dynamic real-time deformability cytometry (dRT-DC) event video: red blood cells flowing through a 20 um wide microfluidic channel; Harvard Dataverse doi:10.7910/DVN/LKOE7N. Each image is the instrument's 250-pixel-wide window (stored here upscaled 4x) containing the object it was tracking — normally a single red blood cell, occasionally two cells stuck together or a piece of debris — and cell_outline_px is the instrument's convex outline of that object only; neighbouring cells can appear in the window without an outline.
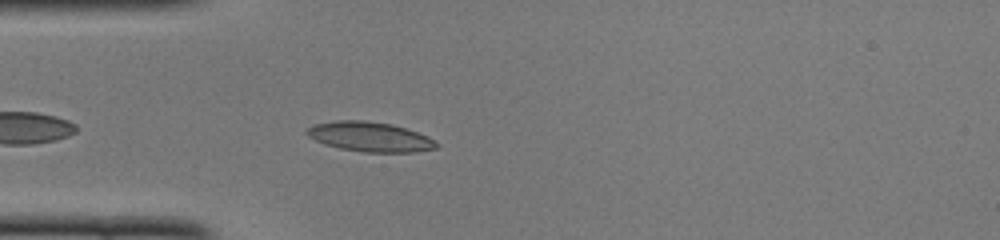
{"species": "common noctule bat (a hibernating species)", "species_latin": "Nyctalus noctula", "temperature_condition": "cold", "stored_images_in_passage": 34, "camera_frame_rate_fps": 3000, "um_per_image_px": 0.085, "animal": {"sex": "female", "body_mass_g": 22.0, "forearm_length_mm": 56.7}, "frame": {"image": 1, "passage_image": 4, "time_ms": 1.0, "image_size_px": [1000, 240], "cell_outline_px": [[440, 144], [436, 148], [412, 152], [364, 152], [340, 148], [324, 144], [308, 136], [304, 132], [312, 124], [336, 120], [364, 120], [392, 124], [428, 136]], "centroid_in_image_um": [31.42, 11.62], "position_along_channel_um": 53.6, "area_um2": 22.43}}
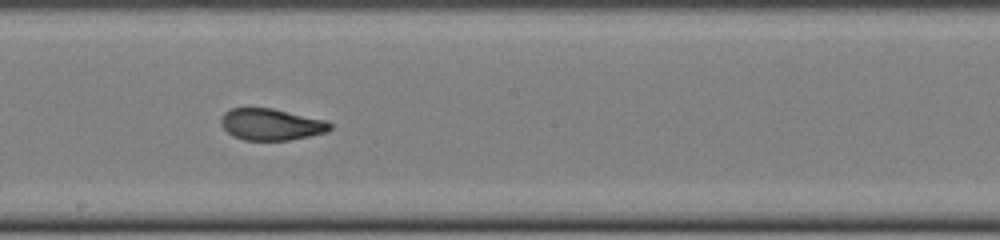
{"frame": {"image": 2, "passage_image": 17, "time_ms": 5.333, "image_size_px": [1000, 240], "cell_outline_px": [[332, 128], [328, 132], [288, 140], [244, 140], [232, 136], [220, 124], [220, 116], [224, 112], [232, 108], [272, 108], [328, 120], [332, 124]], "centroid_in_image_um": [23.05, 10.57], "position_along_channel_um": 225.1, "area_um2": 20.29}}
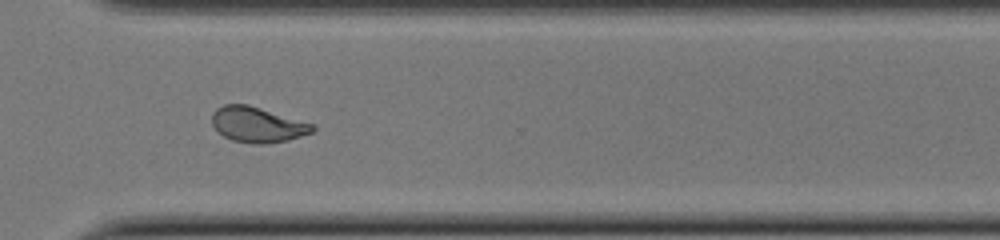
{"frame": {"image": 3, "passage_image": 26, "time_ms": 8.333, "image_size_px": [1000, 240], "cell_outline_px": [[316, 128], [312, 132], [288, 140], [264, 144], [252, 144], [232, 140], [224, 136], [212, 124], [212, 112], [216, 108], [224, 104], [248, 104], [316, 124]], "centroid_in_image_um": [21.9, 10.58], "position_along_channel_um": 348.7, "area_um2": 20.87}, "authors_computed_cell_mechanics": {"area_um2": 20.9525, "velocity_mm_per_s": 4.1009, "shape_relaxation_time_tau1_ms": 6.8426, "shape_relaxation_time_tau2_ms": 1.2977, "deformation_change_tau1": 0.207, "deformation_change_tau2": 0.0768}}